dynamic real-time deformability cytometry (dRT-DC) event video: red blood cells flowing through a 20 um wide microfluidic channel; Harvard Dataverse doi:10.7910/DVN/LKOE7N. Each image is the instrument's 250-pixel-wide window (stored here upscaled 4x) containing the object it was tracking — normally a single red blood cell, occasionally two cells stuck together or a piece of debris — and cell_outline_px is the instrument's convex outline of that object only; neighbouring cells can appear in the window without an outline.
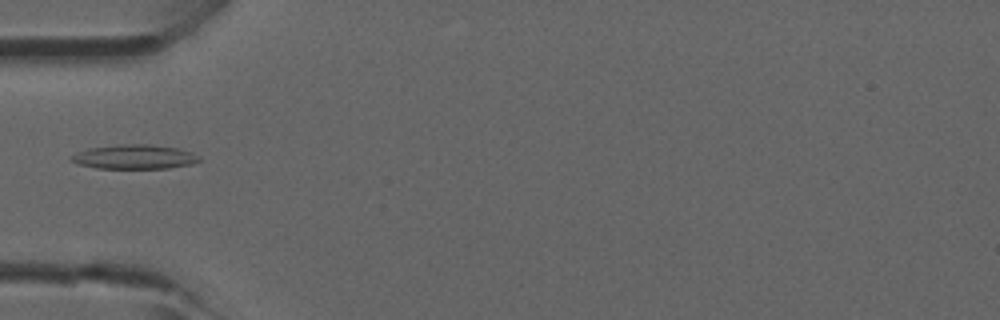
{"species": "common noctule bat (a hibernating species)", "species_latin": "Nyctalus noctula", "temperature_condition": "room temperature", "stored_images_in_passage": 5, "camera_frame_rate_fps": 3000, "um_per_image_px": 0.085, "animal": {"sex": "male", "forearm_length_mm": 52.5}, "frame": {"image": 1, "passage_image": 1, "time_ms": 0.0, "image_size_px": [1000, 320], "cell_outline_px": [[200, 160], [192, 164], [168, 168], [96, 168], [80, 164], [72, 160], [72, 156], [80, 152], [92, 148], [120, 144], [148, 144], [176, 148], [192, 152], [200, 156]], "centroid_in_image_um": [11.51, 13.33], "position_along_channel_um": 73.5, "area_um2": 17.74}}
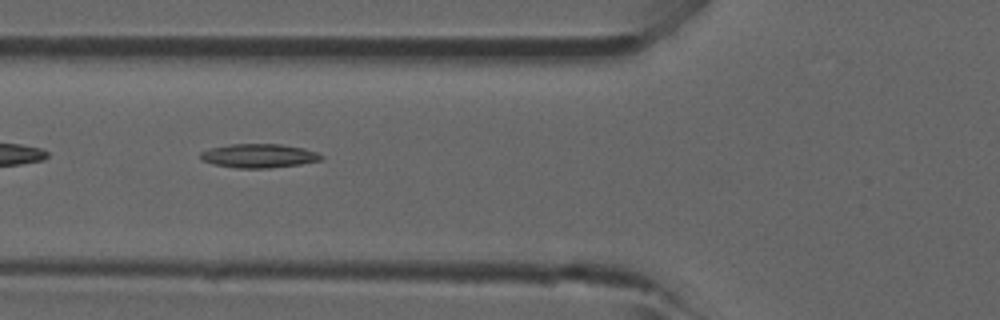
{"frame": {"image": 2, "passage_image": 3, "time_ms": 0.667, "image_size_px": [1000, 320], "cell_outline_px": [[324, 156], [320, 160], [300, 164], [268, 168], [236, 168], [212, 164], [200, 160], [200, 152], [212, 148], [228, 144], [280, 144], [304, 148], [316, 152]], "centroid_in_image_um": [21.97, 13.24], "position_along_channel_um": 103.8, "area_um2": 16.82}}